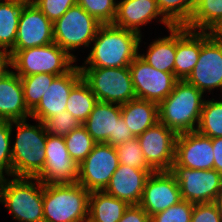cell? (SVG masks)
<instances>
[{
  "instance_id": "31",
  "label": "cell",
  "mask_w": 222,
  "mask_h": 222,
  "mask_svg": "<svg viewBox=\"0 0 222 222\" xmlns=\"http://www.w3.org/2000/svg\"><path fill=\"white\" fill-rule=\"evenodd\" d=\"M161 14L173 26H186L198 0H156Z\"/></svg>"
},
{
  "instance_id": "40",
  "label": "cell",
  "mask_w": 222,
  "mask_h": 222,
  "mask_svg": "<svg viewBox=\"0 0 222 222\" xmlns=\"http://www.w3.org/2000/svg\"><path fill=\"white\" fill-rule=\"evenodd\" d=\"M191 222H222V215L215 202L194 204Z\"/></svg>"
},
{
  "instance_id": "18",
  "label": "cell",
  "mask_w": 222,
  "mask_h": 222,
  "mask_svg": "<svg viewBox=\"0 0 222 222\" xmlns=\"http://www.w3.org/2000/svg\"><path fill=\"white\" fill-rule=\"evenodd\" d=\"M82 79L80 67L75 65L69 72L57 76L45 91L39 104L31 111V118L42 123L66 110L72 88Z\"/></svg>"
},
{
  "instance_id": "28",
  "label": "cell",
  "mask_w": 222,
  "mask_h": 222,
  "mask_svg": "<svg viewBox=\"0 0 222 222\" xmlns=\"http://www.w3.org/2000/svg\"><path fill=\"white\" fill-rule=\"evenodd\" d=\"M222 20V0H198L186 27L193 31L210 32Z\"/></svg>"
},
{
  "instance_id": "10",
  "label": "cell",
  "mask_w": 222,
  "mask_h": 222,
  "mask_svg": "<svg viewBox=\"0 0 222 222\" xmlns=\"http://www.w3.org/2000/svg\"><path fill=\"white\" fill-rule=\"evenodd\" d=\"M182 200L193 204L215 202L222 189V175L215 169L198 170L182 166H171Z\"/></svg>"
},
{
  "instance_id": "23",
  "label": "cell",
  "mask_w": 222,
  "mask_h": 222,
  "mask_svg": "<svg viewBox=\"0 0 222 222\" xmlns=\"http://www.w3.org/2000/svg\"><path fill=\"white\" fill-rule=\"evenodd\" d=\"M31 117L24 100L21 78L13 70L0 81V120L18 121Z\"/></svg>"
},
{
  "instance_id": "35",
  "label": "cell",
  "mask_w": 222,
  "mask_h": 222,
  "mask_svg": "<svg viewBox=\"0 0 222 222\" xmlns=\"http://www.w3.org/2000/svg\"><path fill=\"white\" fill-rule=\"evenodd\" d=\"M14 121L0 120V178L12 177V145L11 135Z\"/></svg>"
},
{
  "instance_id": "7",
  "label": "cell",
  "mask_w": 222,
  "mask_h": 222,
  "mask_svg": "<svg viewBox=\"0 0 222 222\" xmlns=\"http://www.w3.org/2000/svg\"><path fill=\"white\" fill-rule=\"evenodd\" d=\"M82 79L98 101L125 104L136 98L128 67H80Z\"/></svg>"
},
{
  "instance_id": "27",
  "label": "cell",
  "mask_w": 222,
  "mask_h": 222,
  "mask_svg": "<svg viewBox=\"0 0 222 222\" xmlns=\"http://www.w3.org/2000/svg\"><path fill=\"white\" fill-rule=\"evenodd\" d=\"M25 4L20 0L0 1V51L10 52L14 48L20 13Z\"/></svg>"
},
{
  "instance_id": "34",
  "label": "cell",
  "mask_w": 222,
  "mask_h": 222,
  "mask_svg": "<svg viewBox=\"0 0 222 222\" xmlns=\"http://www.w3.org/2000/svg\"><path fill=\"white\" fill-rule=\"evenodd\" d=\"M119 164L137 169H152L146 162L137 137L123 142L116 147Z\"/></svg>"
},
{
  "instance_id": "15",
  "label": "cell",
  "mask_w": 222,
  "mask_h": 222,
  "mask_svg": "<svg viewBox=\"0 0 222 222\" xmlns=\"http://www.w3.org/2000/svg\"><path fill=\"white\" fill-rule=\"evenodd\" d=\"M54 42L53 22L34 4L22 7L17 36L12 50L40 47Z\"/></svg>"
},
{
  "instance_id": "12",
  "label": "cell",
  "mask_w": 222,
  "mask_h": 222,
  "mask_svg": "<svg viewBox=\"0 0 222 222\" xmlns=\"http://www.w3.org/2000/svg\"><path fill=\"white\" fill-rule=\"evenodd\" d=\"M136 98L160 103L173 91L178 79L150 66L139 55L129 65Z\"/></svg>"
},
{
  "instance_id": "9",
  "label": "cell",
  "mask_w": 222,
  "mask_h": 222,
  "mask_svg": "<svg viewBox=\"0 0 222 222\" xmlns=\"http://www.w3.org/2000/svg\"><path fill=\"white\" fill-rule=\"evenodd\" d=\"M119 166L117 150L106 143H96L78 166V180L89 192L103 191Z\"/></svg>"
},
{
  "instance_id": "19",
  "label": "cell",
  "mask_w": 222,
  "mask_h": 222,
  "mask_svg": "<svg viewBox=\"0 0 222 222\" xmlns=\"http://www.w3.org/2000/svg\"><path fill=\"white\" fill-rule=\"evenodd\" d=\"M153 172H155L153 169H137L119 164L103 191L129 205H138L146 179Z\"/></svg>"
},
{
  "instance_id": "47",
  "label": "cell",
  "mask_w": 222,
  "mask_h": 222,
  "mask_svg": "<svg viewBox=\"0 0 222 222\" xmlns=\"http://www.w3.org/2000/svg\"><path fill=\"white\" fill-rule=\"evenodd\" d=\"M20 1L28 4V3H34L37 0H20Z\"/></svg>"
},
{
  "instance_id": "24",
  "label": "cell",
  "mask_w": 222,
  "mask_h": 222,
  "mask_svg": "<svg viewBox=\"0 0 222 222\" xmlns=\"http://www.w3.org/2000/svg\"><path fill=\"white\" fill-rule=\"evenodd\" d=\"M121 116L134 137L159 121L158 103L135 98L121 105Z\"/></svg>"
},
{
  "instance_id": "20",
  "label": "cell",
  "mask_w": 222,
  "mask_h": 222,
  "mask_svg": "<svg viewBox=\"0 0 222 222\" xmlns=\"http://www.w3.org/2000/svg\"><path fill=\"white\" fill-rule=\"evenodd\" d=\"M168 30L173 25L161 14L156 0H121L117 3L116 15L113 25L123 29H129L141 34L140 26H143L157 17Z\"/></svg>"
},
{
  "instance_id": "32",
  "label": "cell",
  "mask_w": 222,
  "mask_h": 222,
  "mask_svg": "<svg viewBox=\"0 0 222 222\" xmlns=\"http://www.w3.org/2000/svg\"><path fill=\"white\" fill-rule=\"evenodd\" d=\"M56 77L57 75L48 73L20 76L24 92V100L30 111L39 104L45 91Z\"/></svg>"
},
{
  "instance_id": "13",
  "label": "cell",
  "mask_w": 222,
  "mask_h": 222,
  "mask_svg": "<svg viewBox=\"0 0 222 222\" xmlns=\"http://www.w3.org/2000/svg\"><path fill=\"white\" fill-rule=\"evenodd\" d=\"M177 133L159 121L137 139L147 164L155 171H170L175 158Z\"/></svg>"
},
{
  "instance_id": "3",
  "label": "cell",
  "mask_w": 222,
  "mask_h": 222,
  "mask_svg": "<svg viewBox=\"0 0 222 222\" xmlns=\"http://www.w3.org/2000/svg\"><path fill=\"white\" fill-rule=\"evenodd\" d=\"M89 197L79 183H43L44 222H88Z\"/></svg>"
},
{
  "instance_id": "41",
  "label": "cell",
  "mask_w": 222,
  "mask_h": 222,
  "mask_svg": "<svg viewBox=\"0 0 222 222\" xmlns=\"http://www.w3.org/2000/svg\"><path fill=\"white\" fill-rule=\"evenodd\" d=\"M118 222H150V216L139 204L129 205Z\"/></svg>"
},
{
  "instance_id": "8",
  "label": "cell",
  "mask_w": 222,
  "mask_h": 222,
  "mask_svg": "<svg viewBox=\"0 0 222 222\" xmlns=\"http://www.w3.org/2000/svg\"><path fill=\"white\" fill-rule=\"evenodd\" d=\"M100 26V22L76 4L53 23L54 43L76 60L70 52L83 45L89 47Z\"/></svg>"
},
{
  "instance_id": "11",
  "label": "cell",
  "mask_w": 222,
  "mask_h": 222,
  "mask_svg": "<svg viewBox=\"0 0 222 222\" xmlns=\"http://www.w3.org/2000/svg\"><path fill=\"white\" fill-rule=\"evenodd\" d=\"M186 81L203 94L206 90L222 89V41L210 32L201 31L200 56Z\"/></svg>"
},
{
  "instance_id": "14",
  "label": "cell",
  "mask_w": 222,
  "mask_h": 222,
  "mask_svg": "<svg viewBox=\"0 0 222 222\" xmlns=\"http://www.w3.org/2000/svg\"><path fill=\"white\" fill-rule=\"evenodd\" d=\"M45 165L35 177L44 184L77 183L78 165L69 156L64 137L47 133Z\"/></svg>"
},
{
  "instance_id": "16",
  "label": "cell",
  "mask_w": 222,
  "mask_h": 222,
  "mask_svg": "<svg viewBox=\"0 0 222 222\" xmlns=\"http://www.w3.org/2000/svg\"><path fill=\"white\" fill-rule=\"evenodd\" d=\"M172 166L198 170L214 169L212 139L197 131L179 133Z\"/></svg>"
},
{
  "instance_id": "33",
  "label": "cell",
  "mask_w": 222,
  "mask_h": 222,
  "mask_svg": "<svg viewBox=\"0 0 222 222\" xmlns=\"http://www.w3.org/2000/svg\"><path fill=\"white\" fill-rule=\"evenodd\" d=\"M64 140L69 156L78 166L90 154L96 144L83 125L64 136Z\"/></svg>"
},
{
  "instance_id": "6",
  "label": "cell",
  "mask_w": 222,
  "mask_h": 222,
  "mask_svg": "<svg viewBox=\"0 0 222 222\" xmlns=\"http://www.w3.org/2000/svg\"><path fill=\"white\" fill-rule=\"evenodd\" d=\"M12 68L18 76H31L48 73L61 76L69 72L75 60L56 43L32 47L24 50H11Z\"/></svg>"
},
{
  "instance_id": "2",
  "label": "cell",
  "mask_w": 222,
  "mask_h": 222,
  "mask_svg": "<svg viewBox=\"0 0 222 222\" xmlns=\"http://www.w3.org/2000/svg\"><path fill=\"white\" fill-rule=\"evenodd\" d=\"M202 97L194 85L178 80L172 93L158 104L159 122L177 134L196 131L205 101Z\"/></svg>"
},
{
  "instance_id": "21",
  "label": "cell",
  "mask_w": 222,
  "mask_h": 222,
  "mask_svg": "<svg viewBox=\"0 0 222 222\" xmlns=\"http://www.w3.org/2000/svg\"><path fill=\"white\" fill-rule=\"evenodd\" d=\"M120 117V104L98 101L82 125L96 143L115 147V128Z\"/></svg>"
},
{
  "instance_id": "17",
  "label": "cell",
  "mask_w": 222,
  "mask_h": 222,
  "mask_svg": "<svg viewBox=\"0 0 222 222\" xmlns=\"http://www.w3.org/2000/svg\"><path fill=\"white\" fill-rule=\"evenodd\" d=\"M181 200V192L175 177L170 171H158L151 173L146 179L139 205L151 217Z\"/></svg>"
},
{
  "instance_id": "37",
  "label": "cell",
  "mask_w": 222,
  "mask_h": 222,
  "mask_svg": "<svg viewBox=\"0 0 222 222\" xmlns=\"http://www.w3.org/2000/svg\"><path fill=\"white\" fill-rule=\"evenodd\" d=\"M46 132L55 136H66L74 129H77L82 123L74 118L68 111L60 112L43 122Z\"/></svg>"
},
{
  "instance_id": "36",
  "label": "cell",
  "mask_w": 222,
  "mask_h": 222,
  "mask_svg": "<svg viewBox=\"0 0 222 222\" xmlns=\"http://www.w3.org/2000/svg\"><path fill=\"white\" fill-rule=\"evenodd\" d=\"M77 4L101 24H112L116 15V0H76Z\"/></svg>"
},
{
  "instance_id": "30",
  "label": "cell",
  "mask_w": 222,
  "mask_h": 222,
  "mask_svg": "<svg viewBox=\"0 0 222 222\" xmlns=\"http://www.w3.org/2000/svg\"><path fill=\"white\" fill-rule=\"evenodd\" d=\"M196 131L211 139L222 137V100L205 99Z\"/></svg>"
},
{
  "instance_id": "46",
  "label": "cell",
  "mask_w": 222,
  "mask_h": 222,
  "mask_svg": "<svg viewBox=\"0 0 222 222\" xmlns=\"http://www.w3.org/2000/svg\"><path fill=\"white\" fill-rule=\"evenodd\" d=\"M215 203L218 207V210L220 211L221 215H222V189L221 191L218 193L217 198L215 200Z\"/></svg>"
},
{
  "instance_id": "5",
  "label": "cell",
  "mask_w": 222,
  "mask_h": 222,
  "mask_svg": "<svg viewBox=\"0 0 222 222\" xmlns=\"http://www.w3.org/2000/svg\"><path fill=\"white\" fill-rule=\"evenodd\" d=\"M0 203L5 205L15 220L44 222L43 183L38 178H0Z\"/></svg>"
},
{
  "instance_id": "1",
  "label": "cell",
  "mask_w": 222,
  "mask_h": 222,
  "mask_svg": "<svg viewBox=\"0 0 222 222\" xmlns=\"http://www.w3.org/2000/svg\"><path fill=\"white\" fill-rule=\"evenodd\" d=\"M142 34L113 24H101L92 43L85 66L79 67H128L139 55ZM89 65V66H88Z\"/></svg>"
},
{
  "instance_id": "43",
  "label": "cell",
  "mask_w": 222,
  "mask_h": 222,
  "mask_svg": "<svg viewBox=\"0 0 222 222\" xmlns=\"http://www.w3.org/2000/svg\"><path fill=\"white\" fill-rule=\"evenodd\" d=\"M214 169L222 175V137L212 138Z\"/></svg>"
},
{
  "instance_id": "22",
  "label": "cell",
  "mask_w": 222,
  "mask_h": 222,
  "mask_svg": "<svg viewBox=\"0 0 222 222\" xmlns=\"http://www.w3.org/2000/svg\"><path fill=\"white\" fill-rule=\"evenodd\" d=\"M201 31L189 30L186 26H176V54L174 75L178 80H186L200 56Z\"/></svg>"
},
{
  "instance_id": "25",
  "label": "cell",
  "mask_w": 222,
  "mask_h": 222,
  "mask_svg": "<svg viewBox=\"0 0 222 222\" xmlns=\"http://www.w3.org/2000/svg\"><path fill=\"white\" fill-rule=\"evenodd\" d=\"M129 204L104 191H92L88 222H118Z\"/></svg>"
},
{
  "instance_id": "39",
  "label": "cell",
  "mask_w": 222,
  "mask_h": 222,
  "mask_svg": "<svg viewBox=\"0 0 222 222\" xmlns=\"http://www.w3.org/2000/svg\"><path fill=\"white\" fill-rule=\"evenodd\" d=\"M34 4L42 11L43 14L51 21L55 22L70 7L77 4L76 0H37Z\"/></svg>"
},
{
  "instance_id": "38",
  "label": "cell",
  "mask_w": 222,
  "mask_h": 222,
  "mask_svg": "<svg viewBox=\"0 0 222 222\" xmlns=\"http://www.w3.org/2000/svg\"><path fill=\"white\" fill-rule=\"evenodd\" d=\"M193 206V203L181 200L178 204L151 216L150 222H191Z\"/></svg>"
},
{
  "instance_id": "44",
  "label": "cell",
  "mask_w": 222,
  "mask_h": 222,
  "mask_svg": "<svg viewBox=\"0 0 222 222\" xmlns=\"http://www.w3.org/2000/svg\"><path fill=\"white\" fill-rule=\"evenodd\" d=\"M9 66L12 68L11 55L9 52L0 51V81L11 72L7 69Z\"/></svg>"
},
{
  "instance_id": "45",
  "label": "cell",
  "mask_w": 222,
  "mask_h": 222,
  "mask_svg": "<svg viewBox=\"0 0 222 222\" xmlns=\"http://www.w3.org/2000/svg\"><path fill=\"white\" fill-rule=\"evenodd\" d=\"M210 34L219 41H222V20L210 31Z\"/></svg>"
},
{
  "instance_id": "42",
  "label": "cell",
  "mask_w": 222,
  "mask_h": 222,
  "mask_svg": "<svg viewBox=\"0 0 222 222\" xmlns=\"http://www.w3.org/2000/svg\"><path fill=\"white\" fill-rule=\"evenodd\" d=\"M134 138L133 134L131 133L128 126L125 124L122 116L119 118L118 122H116V128H115V147L117 145L122 144L123 142H126L127 140H130Z\"/></svg>"
},
{
  "instance_id": "29",
  "label": "cell",
  "mask_w": 222,
  "mask_h": 222,
  "mask_svg": "<svg viewBox=\"0 0 222 222\" xmlns=\"http://www.w3.org/2000/svg\"><path fill=\"white\" fill-rule=\"evenodd\" d=\"M97 102L98 99L91 91L89 85L81 79L69 94L66 111L83 124Z\"/></svg>"
},
{
  "instance_id": "4",
  "label": "cell",
  "mask_w": 222,
  "mask_h": 222,
  "mask_svg": "<svg viewBox=\"0 0 222 222\" xmlns=\"http://www.w3.org/2000/svg\"><path fill=\"white\" fill-rule=\"evenodd\" d=\"M36 122L14 121L17 132L12 145V177L35 178L43 170L47 132L41 121Z\"/></svg>"
},
{
  "instance_id": "26",
  "label": "cell",
  "mask_w": 222,
  "mask_h": 222,
  "mask_svg": "<svg viewBox=\"0 0 222 222\" xmlns=\"http://www.w3.org/2000/svg\"><path fill=\"white\" fill-rule=\"evenodd\" d=\"M169 36L154 40L149 44L145 55L139 56L155 69L167 73H174V60L176 54V26L171 27Z\"/></svg>"
}]
</instances>
